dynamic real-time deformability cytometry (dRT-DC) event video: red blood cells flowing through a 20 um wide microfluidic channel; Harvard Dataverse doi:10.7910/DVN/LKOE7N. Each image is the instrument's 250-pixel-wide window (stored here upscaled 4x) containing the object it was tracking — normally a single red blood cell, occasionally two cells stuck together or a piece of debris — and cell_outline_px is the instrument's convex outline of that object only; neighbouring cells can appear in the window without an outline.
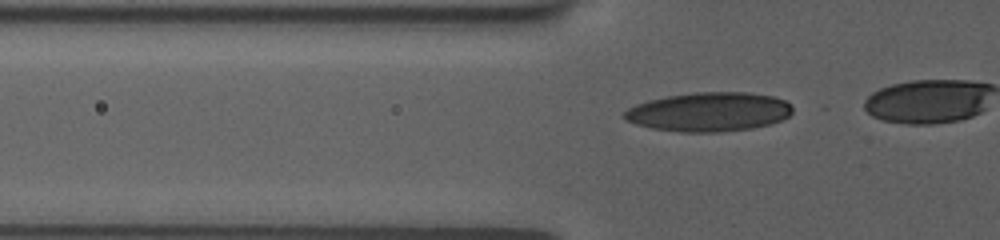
{"species": "human", "species_latin": "Homo sapiens", "temperature_condition": "room temperature", "stored_images_in_passage": 16, "camera_frame_rate_fps": 3000, "um_per_image_px": 0.085, "donor": {"sex": "female"}, "frame": {"image": 1, "passage_image": 9, "time_ms": 2.667, "image_size_px": [1000, 240], "cell_outline_px": [[792, 112], [788, 116], [772, 124], [752, 128], [716, 132], [680, 132], [652, 128], [636, 124], [628, 120], [624, 116], [624, 112], [628, 108], [636, 104], [648, 100], [668, 96], [696, 92], [748, 92], [776, 96], [792, 104]], "centroid_in_image_um": [60.3, 9.5], "position_along_channel_um": 65.5, "area_um2": 38.38}}
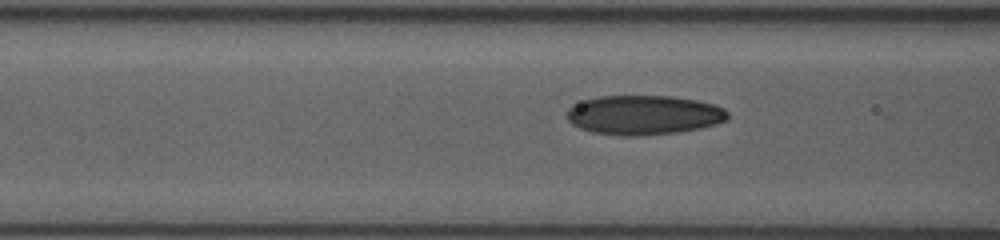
{"frame": {"image": 2, "passage_image": 13, "time_ms": 4.0, "image_size_px": [1000, 240], "cell_outline_px": [[728, 120], [716, 124], [700, 128], [676, 132], [640, 136], [624, 136], [592, 132], [580, 128], [572, 124], [568, 120], [568, 108], [572, 104], [584, 100], [600, 96], [672, 96], [696, 100], [712, 104], [724, 108], [728, 112]], "centroid_in_image_um": [54.72, 9.77], "position_along_channel_um": 111.9, "area_um2": 36.99}}